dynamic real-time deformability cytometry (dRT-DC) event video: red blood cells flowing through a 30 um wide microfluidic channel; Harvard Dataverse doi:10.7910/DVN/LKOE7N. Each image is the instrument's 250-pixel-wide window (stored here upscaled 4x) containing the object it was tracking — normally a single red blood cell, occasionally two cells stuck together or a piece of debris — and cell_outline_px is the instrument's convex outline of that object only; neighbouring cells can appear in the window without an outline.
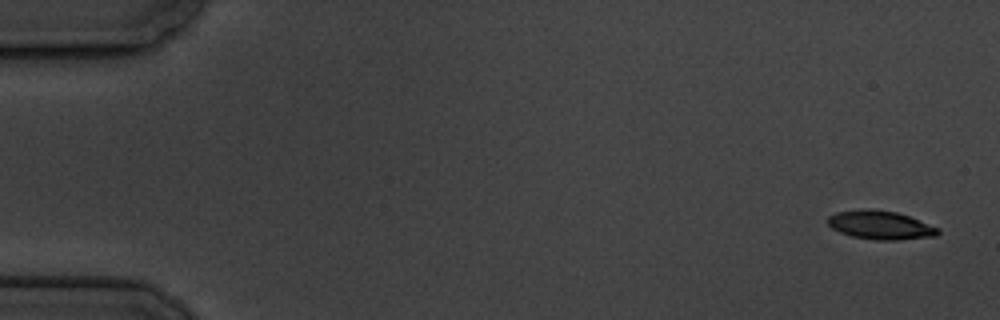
{"species": "common noctule bat (a hibernating species)", "species_latin": "Nyctalus noctula", "temperature_condition": "cold", "stored_images_in_passage": 4, "camera_frame_rate_fps": 3000, "um_per_image_px": 0.085, "animal": {"sex": "male", "body_mass_g": 19.5, "forearm_length_mm": 54.6}, "frame": {"image": 1, "passage_image": 1, "time_ms": 0.0, "image_size_px": [1000, 320], "cell_outline_px": [[940, 232], [936, 236], [896, 240], [876, 240], [852, 236], [840, 232], [832, 228], [828, 224], [828, 216], [836, 212], [896, 212], [908, 216], [940, 228]], "centroid_in_image_um": [74.89, 19.19], "position_along_channel_um": 10.1, "area_um2": 17.46}}